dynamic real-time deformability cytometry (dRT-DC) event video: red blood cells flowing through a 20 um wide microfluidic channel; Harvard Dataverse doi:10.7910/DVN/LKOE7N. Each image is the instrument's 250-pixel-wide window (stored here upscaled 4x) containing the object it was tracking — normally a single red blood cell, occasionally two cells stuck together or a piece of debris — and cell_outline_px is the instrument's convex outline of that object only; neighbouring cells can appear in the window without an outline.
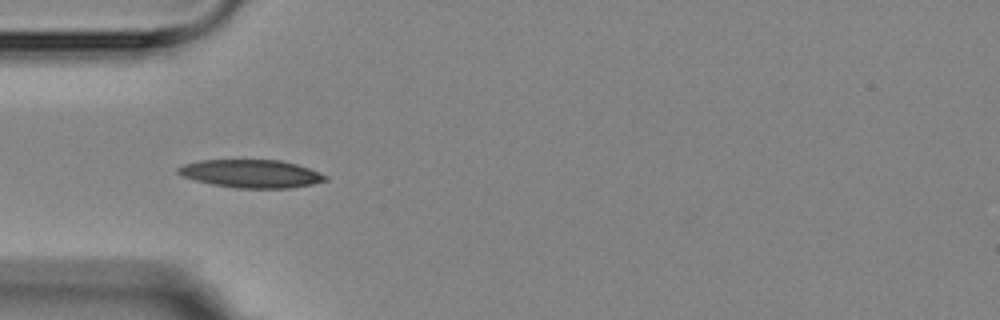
{"species": "Egyptian fruit bat (a non-hibernating species)", "species_latin": "Rousettus aegyptiacus", "temperature_condition": "room temperature", "stored_images_in_passage": 5, "camera_frame_rate_fps": 3000, "um_per_image_px": 0.085, "animal": {"sex": "female"}, "frame": {"image": 1, "passage_image": 4, "time_ms": 5.0, "image_size_px": [1000, 320], "cell_outline_px": [[328, 180], [312, 184], [288, 188], [236, 188], [212, 184], [180, 176], [176, 172], [176, 168], [184, 164], [200, 160], [280, 160], [296, 164], [320, 172], [328, 176]], "centroid_in_image_um": [21.33, 14.76], "position_along_channel_um": 63.7, "area_um2": 24.1}}
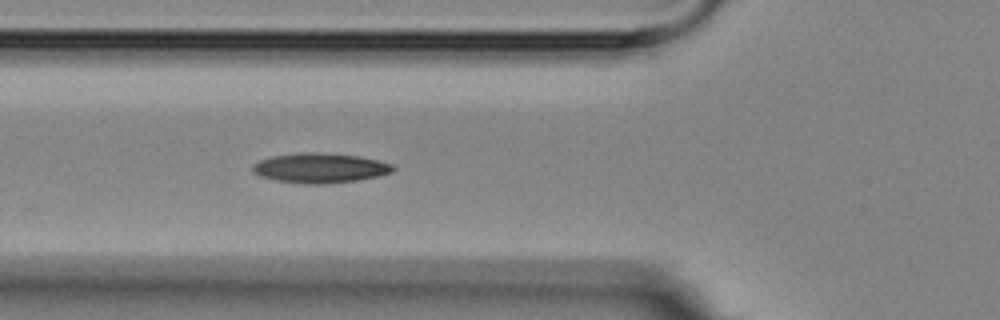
{"frame": {"image": 2, "passage_image": 5, "time_ms": 6.0, "image_size_px": [1000, 320], "cell_outline_px": [[396, 168], [392, 172], [376, 176], [356, 180], [324, 184], [304, 184], [276, 180], [260, 176], [252, 172], [252, 164], [260, 160], [272, 156], [300, 152], [320, 152], [360, 156], [392, 164]], "centroid_in_image_um": [27.17, 14.27], "position_along_channel_um": 98.6, "area_um2": 24.39}}